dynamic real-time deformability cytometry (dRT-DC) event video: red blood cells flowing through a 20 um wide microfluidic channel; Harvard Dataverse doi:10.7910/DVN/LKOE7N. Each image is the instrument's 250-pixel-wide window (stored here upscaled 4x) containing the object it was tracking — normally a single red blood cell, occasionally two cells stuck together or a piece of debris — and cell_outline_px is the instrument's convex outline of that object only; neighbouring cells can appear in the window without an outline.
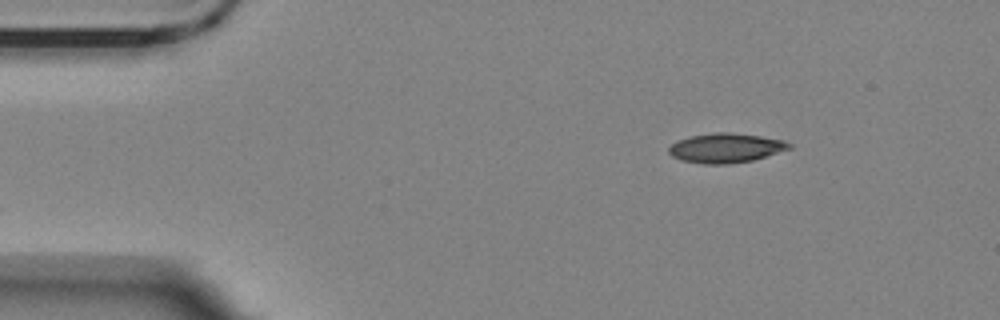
{"species": "Egyptian fruit bat (a non-hibernating species)", "species_latin": "Rousettus aegyptiacus", "temperature_condition": "room temperature", "stored_images_in_passage": 50, "camera_frame_rate_fps": 3000, "um_per_image_px": 0.085, "animal": {"sex": "female"}, "frame": {"image": 1, "passage_image": 1, "time_ms": 0.0, "image_size_px": [1000, 320], "cell_outline_px": [[792, 148], [752, 160], [728, 164], [704, 164], [684, 160], [672, 156], [668, 152], [668, 148], [672, 144], [688, 136], [712, 132], [732, 132], [760, 136], [784, 140], [792, 144]], "centroid_in_image_um": [61.7, 12.56], "position_along_channel_um": 23.3, "area_um2": 20.63}}
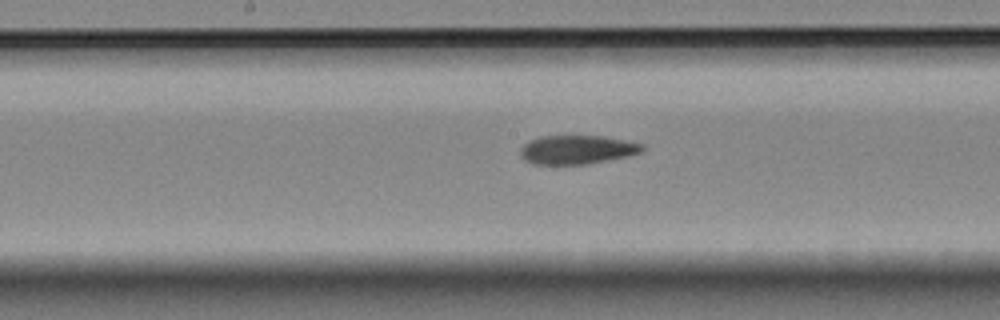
{"frame": {"image": 2, "passage_image": 22, "time_ms": 7.0, "image_size_px": [1000, 320], "cell_outline_px": [[644, 148], [640, 152], [628, 156], [588, 164], [532, 164], [524, 160], [520, 156], [520, 148], [528, 140], [540, 136], [604, 136], [644, 144]], "centroid_in_image_um": [49.01, 12.72], "position_along_channel_um": 199.2, "area_um2": 20.58}}
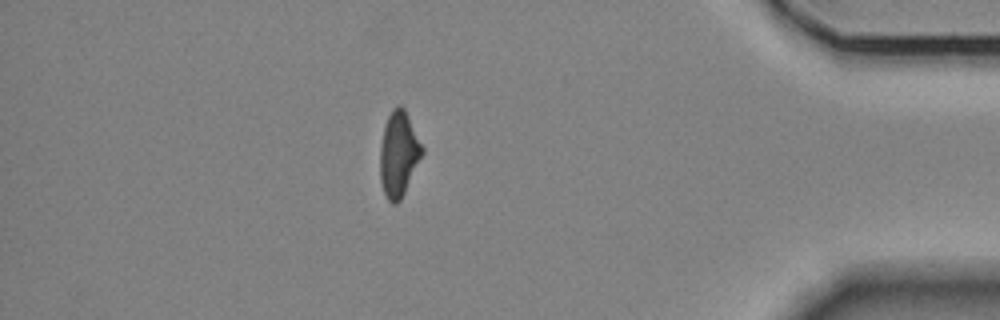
{"frame": {"image": 3, "passage_image": 43, "time_ms": 14.0, "image_size_px": [1000, 320], "cell_outline_px": [[424, 152], [400, 200], [396, 204], [392, 204], [388, 200], [384, 192], [380, 180], [380, 148], [384, 128], [388, 116], [392, 108], [396, 104], [400, 104], [404, 108], [424, 148]], "centroid_in_image_um": [33.88, 13.07], "position_along_channel_um": 401.3, "area_um2": 20.75}, "authors_computed_cell_mechanics": {"area_um2": 21.0681, "velocity_mm_per_s": 3.4573, "shape_relaxation_time_tau1_ms": null, "shape_relaxation_time_tau2_ms": 7.2916, "deformation_change_tau1": null, "deformation_change_tau2": 0.1534}}